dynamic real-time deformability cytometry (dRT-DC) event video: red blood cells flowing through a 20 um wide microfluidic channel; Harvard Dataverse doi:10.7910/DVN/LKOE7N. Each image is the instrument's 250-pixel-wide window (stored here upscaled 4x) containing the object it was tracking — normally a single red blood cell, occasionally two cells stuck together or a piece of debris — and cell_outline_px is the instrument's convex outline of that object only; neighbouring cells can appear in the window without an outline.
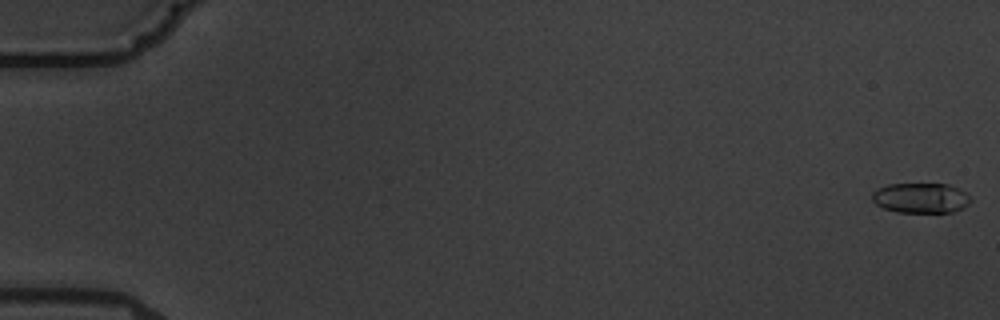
{"species": "common noctule bat (a hibernating species)", "species_latin": "Nyctalus noctula", "temperature_condition": "warm", "stored_images_in_passage": 4, "camera_frame_rate_fps": 3000, "um_per_image_px": 0.085, "animal": {"sex": "male", "body_mass_g": 19.5, "forearm_length_mm": 54.6}, "frame": {"image": 1, "passage_image": 1, "time_ms": 0.0, "image_size_px": [1000, 320], "cell_outline_px": [[972, 200], [964, 208], [952, 212], [896, 212], [884, 208], [876, 204], [872, 200], [872, 192], [876, 188], [888, 184], [948, 184], [960, 188]], "centroid_in_image_um": [78.26, 16.82], "position_along_channel_um": 6.7, "area_um2": 17.4}}